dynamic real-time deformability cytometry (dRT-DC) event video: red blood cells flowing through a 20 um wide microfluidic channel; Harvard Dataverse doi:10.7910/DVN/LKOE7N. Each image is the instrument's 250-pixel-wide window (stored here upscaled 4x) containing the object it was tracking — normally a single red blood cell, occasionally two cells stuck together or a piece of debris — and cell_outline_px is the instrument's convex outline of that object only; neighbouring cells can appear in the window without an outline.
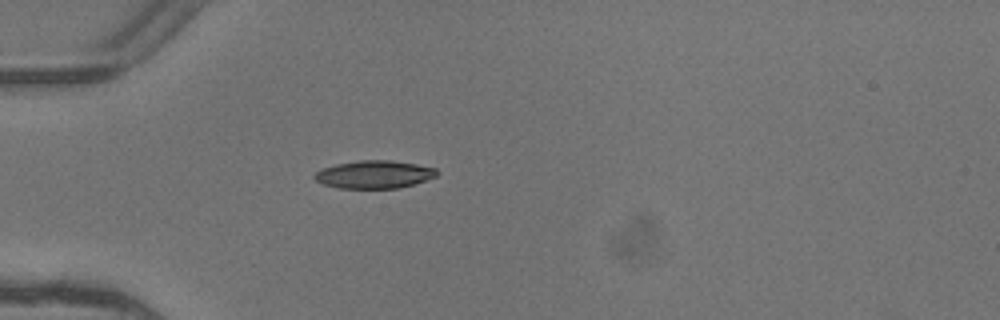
{"species": "common noctule bat (a hibernating species)", "species_latin": "Nyctalus noctula", "temperature_condition": "warm", "stored_images_in_passage": 5, "camera_frame_rate_fps": 3000, "um_per_image_px": 0.085, "animal": {"sex": "female"}, "frame": {"image": 1, "passage_image": 5, "time_ms": 1.333, "image_size_px": [1000, 320], "cell_outline_px": [[440, 172], [436, 176], [412, 184], [396, 188], [340, 188], [324, 184], [316, 180], [312, 176], [316, 172], [324, 168], [336, 164], [360, 160], [392, 160], [416, 164], [436, 168]], "centroid_in_image_um": [31.81, 14.82], "position_along_channel_um": 53.2, "area_um2": 19.65}}